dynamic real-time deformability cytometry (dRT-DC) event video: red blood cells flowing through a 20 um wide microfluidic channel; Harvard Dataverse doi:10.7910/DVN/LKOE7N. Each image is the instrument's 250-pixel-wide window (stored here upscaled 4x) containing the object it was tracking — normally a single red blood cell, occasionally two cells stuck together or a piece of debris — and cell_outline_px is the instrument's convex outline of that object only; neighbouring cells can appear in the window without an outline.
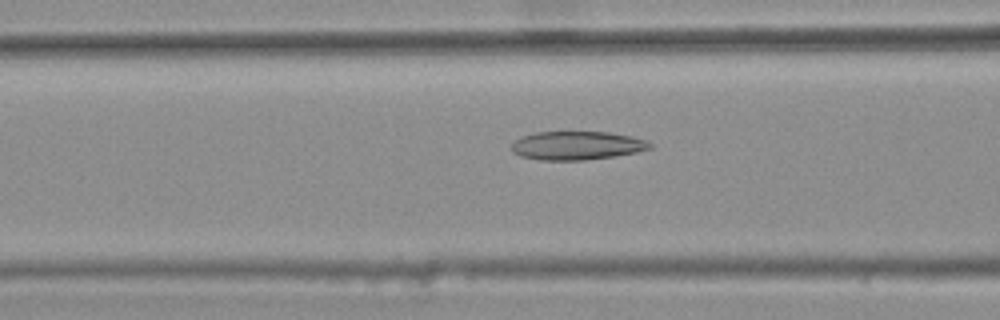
{"species": "common noctule bat (a hibernating species)", "species_latin": "Nyctalus noctula", "temperature_condition": "warm", "stored_images_in_passage": 48, "camera_frame_rate_fps": 3000, "um_per_image_px": 0.085, "animal": {"sex": "female", "body_mass_g": 25.1}, "frame": {"image": 1, "passage_image": 21, "time_ms": 6.667, "image_size_px": [1000, 320], "cell_outline_px": [[652, 148], [636, 152], [612, 156], [584, 160], [540, 160], [520, 156], [512, 152], [512, 144], [516, 140], [524, 136], [536, 132], [608, 132], [632, 136], [644, 140], [652, 144]], "centroid_in_image_um": [49.03, 12.37], "position_along_channel_um": 117.6, "area_um2": 22.83}}
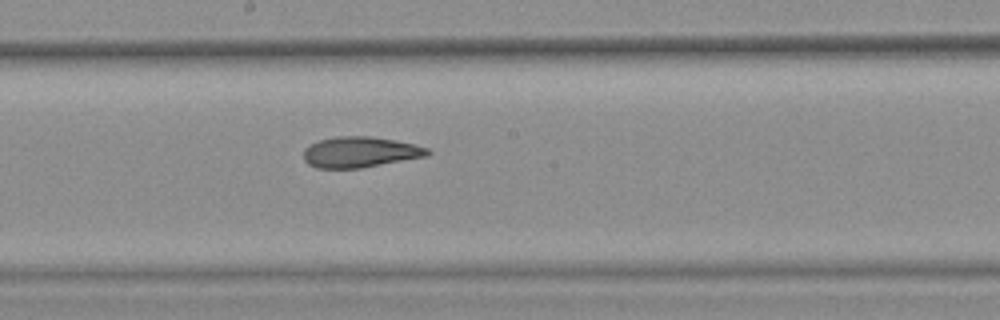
{"frame": {"image": 2, "passage_image": 29, "time_ms": 9.333, "image_size_px": [1000, 320], "cell_outline_px": [[432, 152], [428, 156], [360, 168], [316, 168], [308, 164], [304, 160], [304, 148], [308, 144], [320, 140], [336, 136], [368, 136], [396, 140], [428, 148]], "centroid_in_image_um": [30.59, 12.93], "position_along_channel_um": 217.6, "area_um2": 22.25}}
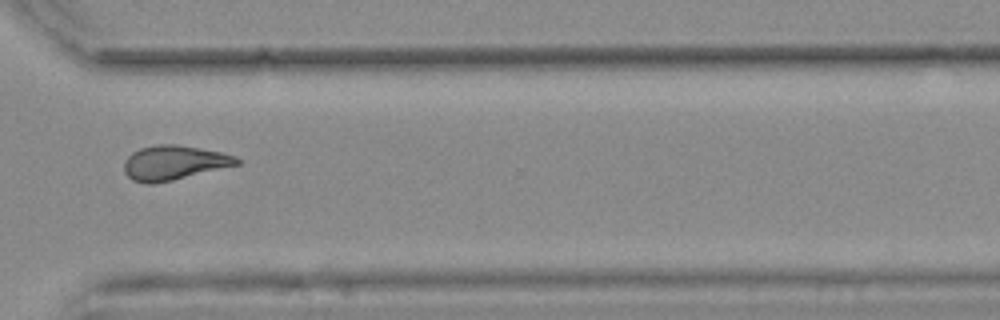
{"frame": {"image": 3, "passage_image": 40, "time_ms": 13.0, "image_size_px": [1000, 320], "cell_outline_px": [[240, 164], [172, 180], [152, 184], [144, 184], [132, 180], [124, 172], [124, 160], [132, 152], [140, 148], [156, 144], [176, 144], [200, 148], [220, 152], [236, 156], [240, 160]], "centroid_in_image_um": [14.75, 13.83], "position_along_channel_um": 355.8, "area_um2": 22.66}, "authors_computed_cell_mechanics": {"area_um2": 22.7732, "velocity_mm_per_s": 3.7616, "shape_relaxation_time_tau1_ms": null, "shape_relaxation_time_tau2_ms": 3.3894, "deformation_change_tau1": null, "deformation_change_tau2": 0.1169}}